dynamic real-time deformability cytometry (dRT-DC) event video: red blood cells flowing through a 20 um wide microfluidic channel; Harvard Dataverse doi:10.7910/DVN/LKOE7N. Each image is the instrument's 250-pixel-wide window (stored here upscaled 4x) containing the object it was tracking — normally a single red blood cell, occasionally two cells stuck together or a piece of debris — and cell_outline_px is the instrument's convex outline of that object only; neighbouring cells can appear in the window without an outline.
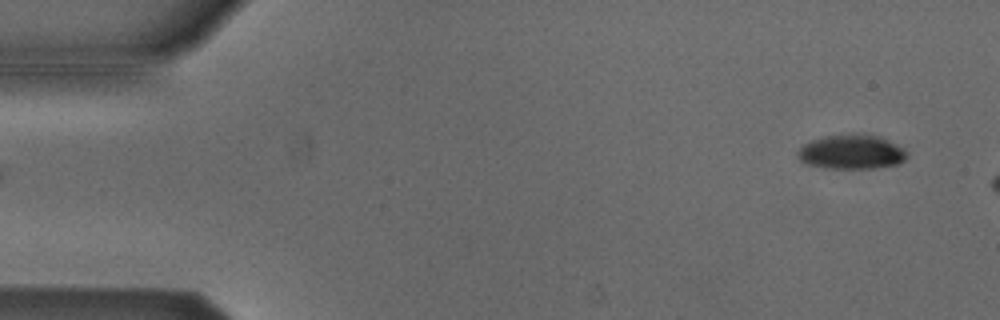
{"species": "Egyptian fruit bat (a non-hibernating species)", "species_latin": "Rousettus aegyptiacus", "temperature_condition": "cold", "stored_images_in_passage": 7, "camera_frame_rate_fps": 3000, "um_per_image_px": 0.085, "animal": {"sex": "male"}, "frame": {"image": 1, "passage_image": 1, "time_ms": 0.0, "image_size_px": [1000, 320], "cell_outline_px": [[908, 156], [900, 164], [872, 168], [824, 168], [808, 164], [800, 160], [796, 156], [796, 152], [804, 144], [812, 140], [824, 136], [880, 136], [904, 148], [908, 152]], "centroid_in_image_um": [72.39, 12.95], "position_along_channel_um": 12.6, "area_um2": 21.5}}